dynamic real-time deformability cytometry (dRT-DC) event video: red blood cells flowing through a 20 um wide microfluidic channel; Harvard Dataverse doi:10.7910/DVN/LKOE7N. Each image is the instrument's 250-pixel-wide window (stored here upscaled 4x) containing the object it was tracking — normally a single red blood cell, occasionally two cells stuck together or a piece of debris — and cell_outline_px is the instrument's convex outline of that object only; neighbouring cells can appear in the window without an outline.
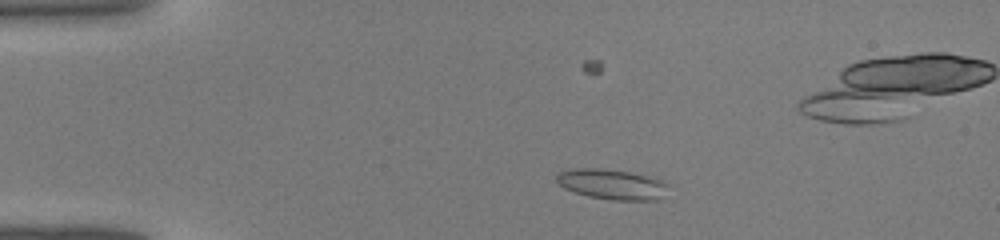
{"species": "common noctule bat (a hibernating species)", "species_latin": "Nyctalus noctula", "temperature_condition": "warm", "stored_images_in_passage": 40, "camera_frame_rate_fps": 3000, "um_per_image_px": 0.085, "animal": {"sex": "male", "body_mass_g": 19.0, "forearm_length_mm": 50.8}, "frame": {"image": 1, "passage_image": 4, "time_ms": 1.0, "image_size_px": [1000, 240], "cell_outline_px": [[672, 184], [660, 200], [612, 200], [588, 196], [564, 188], [556, 180], [556, 176], [560, 172], [576, 168], [596, 168], [628, 172], [648, 176], [664, 180]], "centroid_in_image_um": [52.1, 15.67], "position_along_channel_um": 32.9, "area_um2": 19.77}}
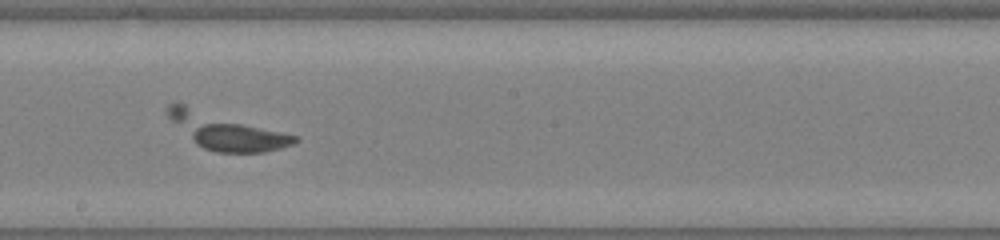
{"frame": {"image": 2, "passage_image": 20, "time_ms": 6.333, "image_size_px": [1000, 240], "cell_outline_px": [[300, 140], [292, 144], [280, 148], [264, 152], [216, 152], [204, 148], [196, 144], [168, 116], [168, 104], [176, 100], [296, 136]], "centroid_in_image_um": [19.19, 11.12], "position_along_channel_um": 229.0, "area_um2": 26.47}}
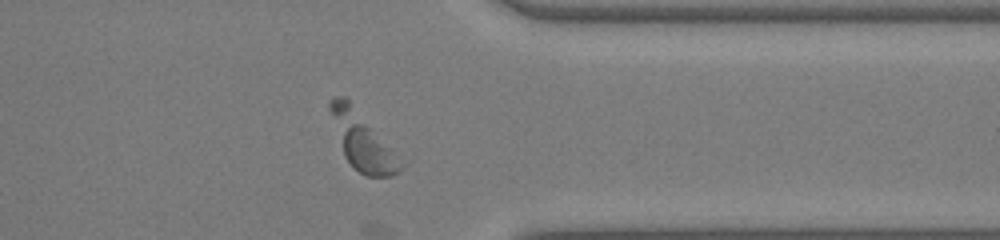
{"frame": {"image": 3, "passage_image": 30, "time_ms": 9.667, "image_size_px": [1000, 240], "cell_outline_px": [[408, 164], [404, 168], [392, 176], [368, 176], [352, 168], [344, 156], [328, 108], [328, 100], [332, 96], [344, 96], [348, 100]], "centroid_in_image_um": [30.84, 12.02], "position_along_channel_um": 380.6, "area_um2": 23.52}}